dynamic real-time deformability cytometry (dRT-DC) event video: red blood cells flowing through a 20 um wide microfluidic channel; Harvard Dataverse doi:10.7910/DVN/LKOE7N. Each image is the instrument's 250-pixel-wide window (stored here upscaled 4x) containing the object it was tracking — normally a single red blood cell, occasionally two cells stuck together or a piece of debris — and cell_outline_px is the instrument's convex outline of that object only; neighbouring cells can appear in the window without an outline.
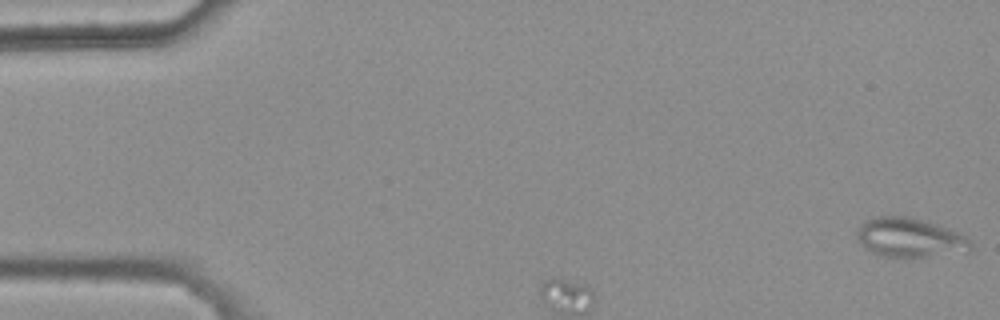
{"species": "common noctule bat (a hibernating species)", "species_latin": "Nyctalus noctula", "temperature_condition": "warm", "stored_images_in_passage": 7, "camera_frame_rate_fps": 3000, "um_per_image_px": 0.085, "animal": {"sex": "female", "body_mass_g": 25.1}, "frame": {"image": 1, "passage_image": 1, "time_ms": 0.0, "image_size_px": [1000, 320], "cell_outline_px": [[972, 252], [900, 260], [880, 256], [872, 252], [856, 236], [856, 232], [864, 220], [872, 216], [912, 216], [960, 232], [968, 236], [972, 244]], "centroid_in_image_um": [77.4, 20.23], "position_along_channel_um": 7.6, "area_um2": 27.11}}